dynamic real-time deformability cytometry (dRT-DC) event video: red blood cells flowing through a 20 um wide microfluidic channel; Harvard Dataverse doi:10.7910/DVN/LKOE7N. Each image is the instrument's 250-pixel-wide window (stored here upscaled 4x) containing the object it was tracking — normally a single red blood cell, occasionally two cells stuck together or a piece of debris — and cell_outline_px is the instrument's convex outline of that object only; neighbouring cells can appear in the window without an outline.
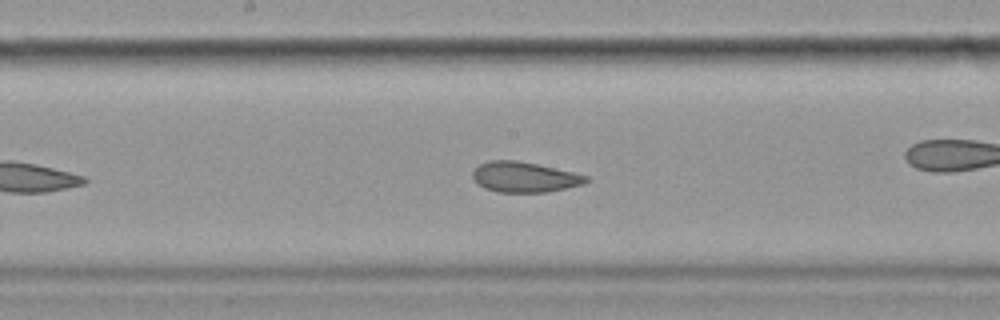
{"species": "common noctule bat (a hibernating species)", "species_latin": "Nyctalus noctula", "temperature_condition": "cold", "stored_images_in_passage": 44, "camera_frame_rate_fps": 3000, "um_per_image_px": 0.085, "animal": {"sex": "female", "body_mass_g": 19.9}, "frame": {"image": 1, "passage_image": 19, "time_ms": 6.0, "image_size_px": [1000, 320], "cell_outline_px": [[588, 180], [584, 184], [548, 192], [496, 192], [484, 188], [472, 176], [472, 172], [480, 164], [488, 160], [516, 160], [536, 164], [572, 172], [588, 176]], "centroid_in_image_um": [44.57, 15.05], "position_along_channel_um": 203.6, "area_um2": 19.88}}
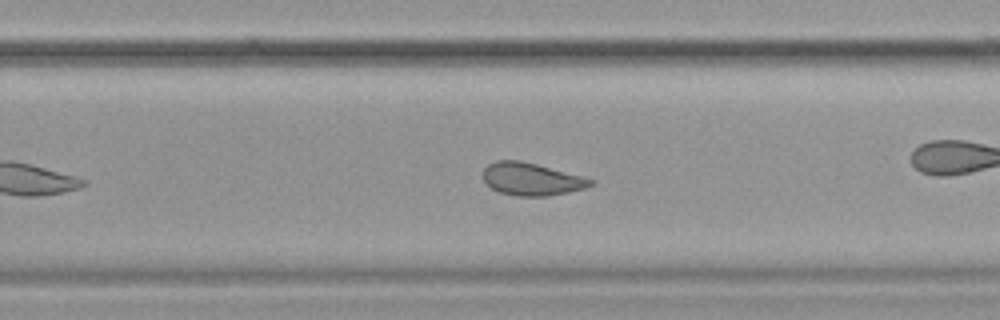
{"frame": {"image": 2, "passage_image": 26, "time_ms": 8.333, "image_size_px": [1000, 320], "cell_outline_px": [[596, 180], [592, 184], [584, 188], [568, 192], [548, 196], [516, 196], [500, 192], [492, 188], [484, 180], [484, 168], [488, 164], [496, 160], [520, 160], [584, 176]], "centroid_in_image_um": [45.19, 15.22], "position_along_channel_um": 284.6, "area_um2": 20.35}, "authors_computed_cell_mechanics": {"area_um2": 21.4438, "velocity_mm_per_s": 3.4891, "shape_relaxation_time_tau1_ms": 8.1619, "shape_relaxation_time_tau2_ms": 1.8807, "deformation_change_tau1": 0.1304, "deformation_change_tau2": 0.0779}}